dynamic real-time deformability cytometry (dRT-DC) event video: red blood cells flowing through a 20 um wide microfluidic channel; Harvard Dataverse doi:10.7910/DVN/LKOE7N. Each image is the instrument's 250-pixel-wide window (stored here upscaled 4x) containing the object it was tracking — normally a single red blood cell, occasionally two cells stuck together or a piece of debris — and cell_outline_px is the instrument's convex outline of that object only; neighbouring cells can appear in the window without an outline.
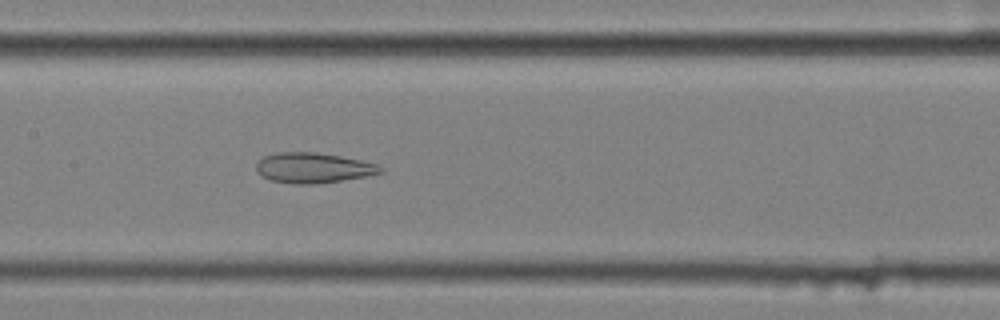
{"species": "common noctule bat (a hibernating species)", "species_latin": "Nyctalus noctula", "temperature_condition": "cold", "stored_images_in_passage": 58, "camera_frame_rate_fps": 3000, "um_per_image_px": 0.085, "animal": {"sex": "female", "body_mass_g": 25.1}, "frame": {"image": 1, "passage_image": 29, "time_ms": 9.333, "image_size_px": [1000, 320], "cell_outline_px": [[384, 172], [364, 176], [340, 180], [308, 184], [292, 184], [272, 180], [256, 172], [256, 164], [264, 156], [276, 152], [316, 152], [340, 156], [360, 160], [376, 164], [384, 168]], "centroid_in_image_um": [26.6, 14.25], "position_along_channel_um": 180.8, "area_um2": 21.62}}
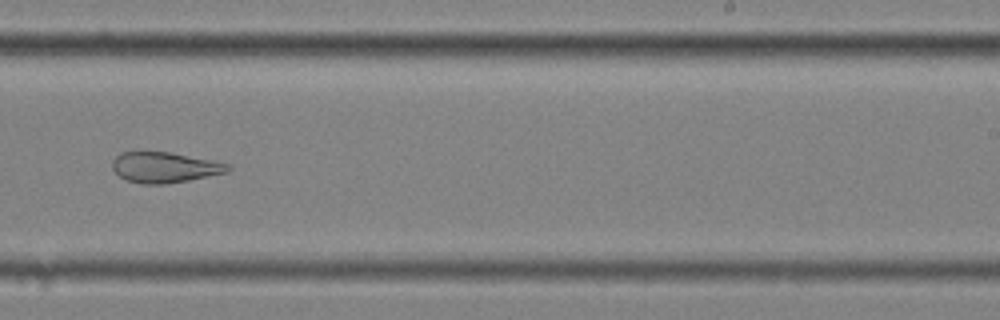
{"frame": {"image": 2, "passage_image": 37, "time_ms": 12.0, "image_size_px": [1000, 320], "cell_outline_px": [[232, 168], [228, 172], [188, 180], [164, 184], [144, 184], [128, 180], [120, 176], [112, 168], [112, 160], [120, 152], [168, 152], [212, 160], [228, 164]], "centroid_in_image_um": [13.99, 14.22], "position_along_channel_um": 275.0, "area_um2": 20.35}}
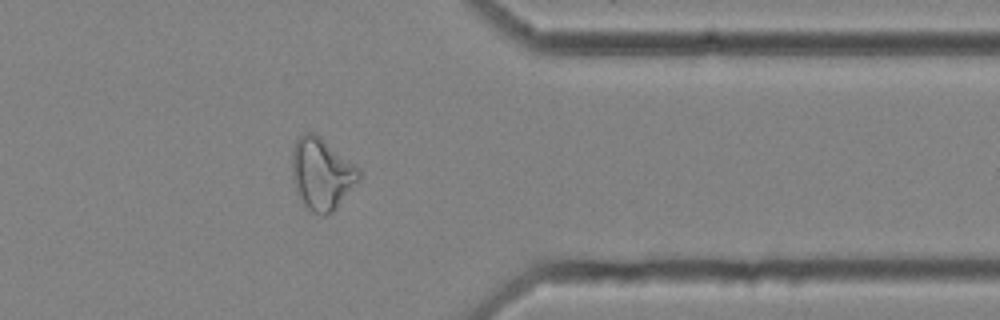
{"frame": {"image": 3, "passage_image": 47, "time_ms": 15.333, "image_size_px": [1000, 320], "cell_outline_px": [[360, 180], [332, 212], [324, 216], [312, 212], [304, 204], [292, 180], [292, 152], [296, 140], [304, 132], [312, 132], [320, 136], [360, 168]], "centroid_in_image_um": [27.35, 14.76], "position_along_channel_um": 384.0, "area_um2": 27.86}, "authors_computed_cell_mechanics": {"area_um2": 29.189, "velocity_mm_per_s": 3.5419, "shape_relaxation_time_tau1_ms": null, "shape_relaxation_time_tau2_ms": 3.2121, "deformation_change_tau1": null, "deformation_change_tau2": 0.123}}